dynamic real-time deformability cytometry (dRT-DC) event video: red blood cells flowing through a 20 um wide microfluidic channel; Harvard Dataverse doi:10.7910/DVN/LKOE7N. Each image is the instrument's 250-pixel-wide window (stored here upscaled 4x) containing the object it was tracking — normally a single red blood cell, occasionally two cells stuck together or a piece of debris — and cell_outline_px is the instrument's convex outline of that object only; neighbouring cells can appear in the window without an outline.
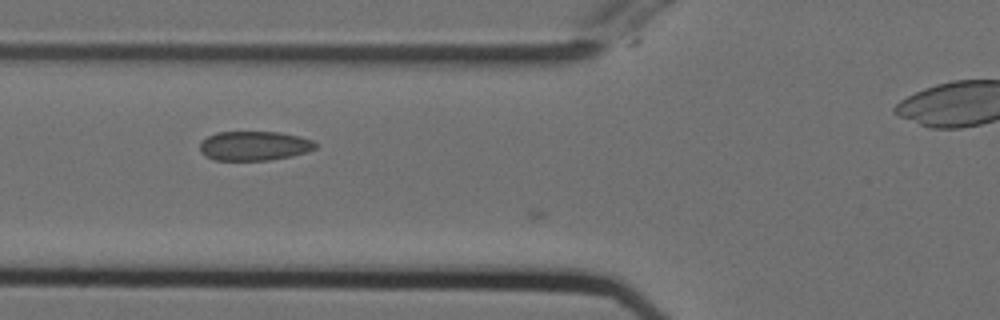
{"species": "Egyptian fruit bat (a non-hibernating species)", "species_latin": "Rousettus aegyptiacus", "temperature_condition": "cold", "stored_images_in_passage": 3, "camera_frame_rate_fps": 3000, "um_per_image_px": 0.085, "animal": {"sex": "female"}, "frame": {"image": 1, "passage_image": 2, "time_ms": 0.333, "image_size_px": [1000, 320], "cell_outline_px": [[316, 148], [308, 152], [292, 156], [268, 160], [212, 160], [200, 152], [200, 140], [216, 132], [280, 132], [300, 136], [312, 140], [316, 144]], "centroid_in_image_um": [21.59, 12.39], "position_along_channel_um": 104.2, "area_um2": 19.94}}